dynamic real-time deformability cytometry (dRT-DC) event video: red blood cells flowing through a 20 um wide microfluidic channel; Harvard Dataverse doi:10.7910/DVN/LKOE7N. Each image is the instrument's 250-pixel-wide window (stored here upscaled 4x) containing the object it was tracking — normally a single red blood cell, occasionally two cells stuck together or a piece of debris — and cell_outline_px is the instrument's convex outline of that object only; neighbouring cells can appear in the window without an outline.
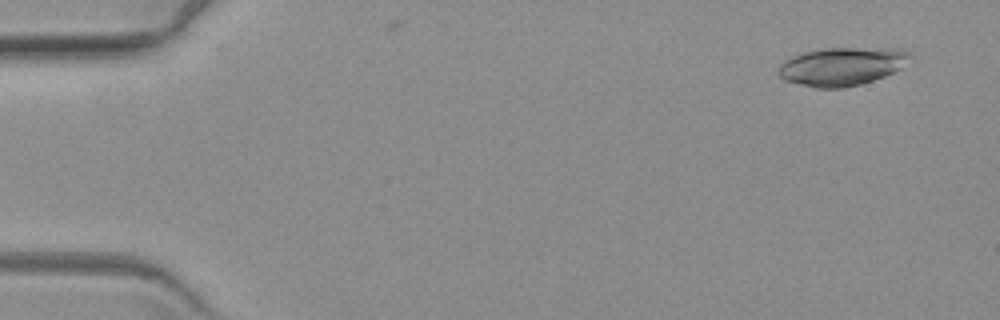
{"species": "common noctule bat (a hibernating species)", "species_latin": "Nyctalus noctula", "temperature_condition": "warm", "stored_images_in_passage": 4, "camera_frame_rate_fps": 3000, "um_per_image_px": 0.085, "animal": {"sex": "female", "body_mass_g": 19.3, "forearm_length_mm": 54.1}, "frame": {"image": 1, "passage_image": 1, "time_ms": 0.0, "image_size_px": [1000, 320], "cell_outline_px": [[912, 56], [900, 68], [884, 76], [860, 84], [844, 88], [816, 88], [784, 80], [776, 72], [780, 64], [784, 60], [792, 56], [804, 52], [824, 48], [892, 48], [908, 52]], "centroid_in_image_um": [71.51, 5.64], "position_along_channel_um": 13.5, "area_um2": 29.19}}
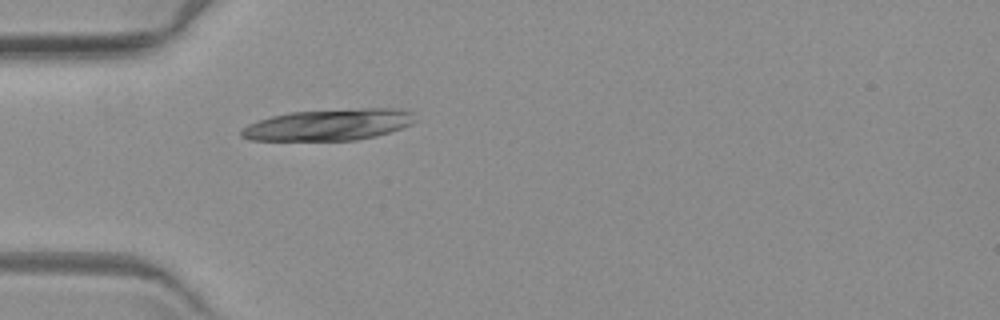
{"frame": {"image": 2, "passage_image": 4, "time_ms": 4.667, "image_size_px": [1000, 320], "cell_outline_px": [[416, 120], [412, 124], [376, 136], [356, 140], [248, 140], [240, 136], [240, 132], [248, 124], [256, 120], [288, 112], [364, 108], [400, 108], [412, 112]], "centroid_in_image_um": [27.94, 10.59], "position_along_channel_um": 57.1, "area_um2": 31.85}}